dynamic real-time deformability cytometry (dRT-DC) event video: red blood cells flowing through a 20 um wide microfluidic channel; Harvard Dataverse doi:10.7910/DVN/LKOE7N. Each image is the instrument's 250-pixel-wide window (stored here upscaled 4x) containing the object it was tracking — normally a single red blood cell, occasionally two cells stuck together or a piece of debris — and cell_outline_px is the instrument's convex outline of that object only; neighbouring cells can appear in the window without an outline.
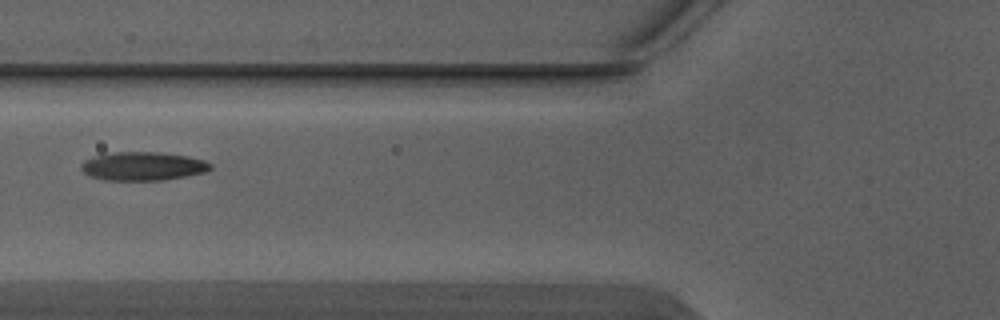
{"species": "Egyptian fruit bat (a non-hibernating species)", "species_latin": "Rousettus aegyptiacus", "temperature_condition": "warm", "stored_images_in_passage": 4, "camera_frame_rate_fps": 3000, "um_per_image_px": 0.085, "animal": {"sex": "male"}, "frame": {"image": 1, "passage_image": 3, "time_ms": 0.667, "image_size_px": [1000, 320], "cell_outline_px": [[212, 168], [204, 172], [164, 180], [104, 180], [88, 176], [80, 168], [80, 164], [84, 160], [96, 156], [112, 152], [160, 152], [188, 156], [204, 160], [212, 164]], "centroid_in_image_um": [12.12, 14.12], "position_along_channel_um": 113.7, "area_um2": 21.56}}
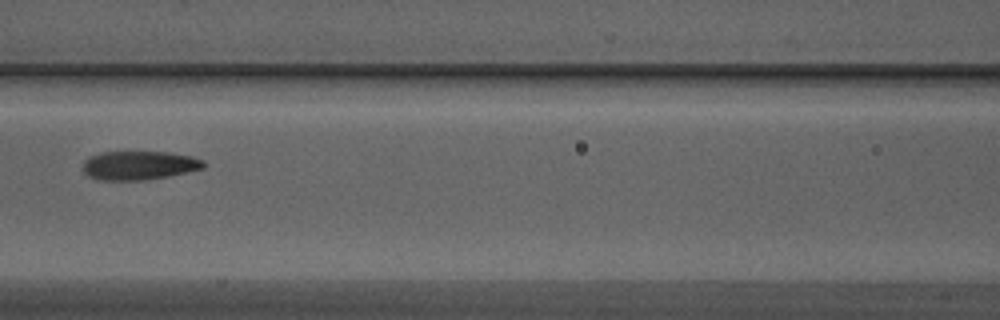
{"frame": {"image": 2, "passage_image": 4, "time_ms": 1.0, "image_size_px": [1000, 320], "cell_outline_px": [[204, 168], [168, 176], [144, 180], [96, 180], [88, 176], [84, 172], [84, 160], [88, 156], [100, 152], [168, 152], [192, 156], [204, 160]], "centroid_in_image_um": [11.8, 14.05], "position_along_channel_um": 154.8, "area_um2": 20.35}}